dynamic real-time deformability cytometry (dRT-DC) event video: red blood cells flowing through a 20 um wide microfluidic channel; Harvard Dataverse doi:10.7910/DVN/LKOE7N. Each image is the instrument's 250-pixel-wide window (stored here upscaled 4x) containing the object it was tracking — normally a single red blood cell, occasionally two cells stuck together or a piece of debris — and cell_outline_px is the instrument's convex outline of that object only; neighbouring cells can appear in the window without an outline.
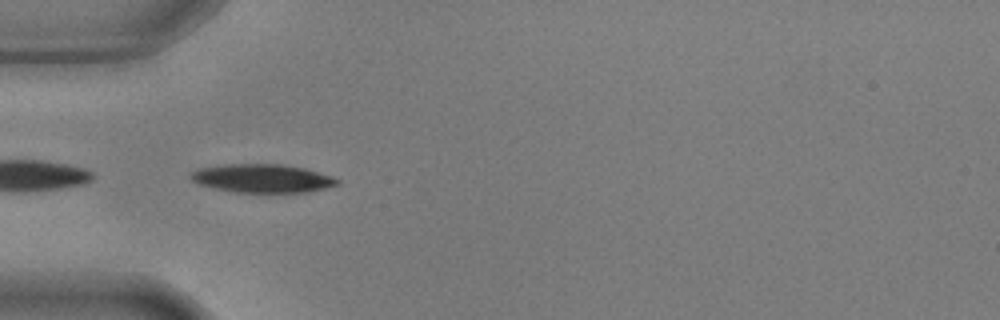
{"species": "common noctule bat (a hibernating species)", "species_latin": "Nyctalus noctula", "temperature_condition": "warm", "stored_images_in_passage": 39, "camera_frame_rate_fps": 3000, "um_per_image_px": 0.085, "animal": {"sex": "male", "body_mass_g": 17.9, "forearm_length_mm": 54.2}, "frame": {"image": 1, "passage_image": 1, "time_ms": 0.0, "image_size_px": [1000, 320], "cell_outline_px": [[340, 184], [308, 192], [232, 192], [200, 184], [192, 180], [188, 176], [192, 172], [200, 168], [224, 164], [280, 164], [304, 168], [332, 176], [340, 180]], "centroid_in_image_um": [22.31, 15.16], "position_along_channel_um": 62.7, "area_um2": 24.16}}
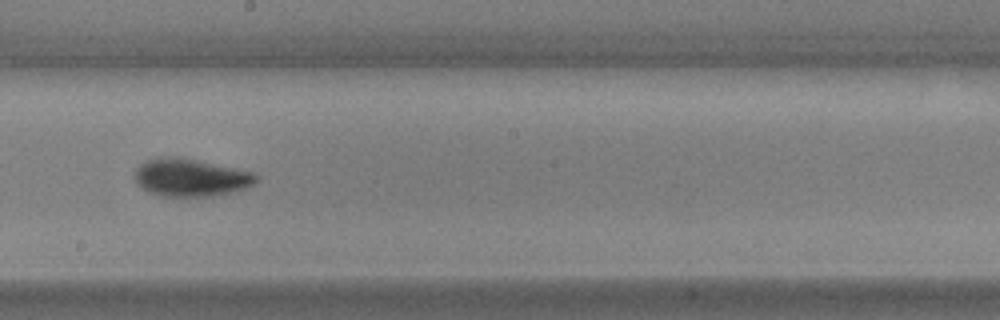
{"frame": {"image": 2, "passage_image": 15, "time_ms": 4.667, "image_size_px": [1000, 320], "cell_outline_px": [[260, 180], [256, 184], [232, 192], [216, 196], [160, 196], [144, 188], [136, 180], [136, 168], [140, 164], [156, 156], [180, 156], [256, 172]], "centroid_in_image_um": [16.29, 15.07], "position_along_channel_um": 231.9, "area_um2": 26.93}}
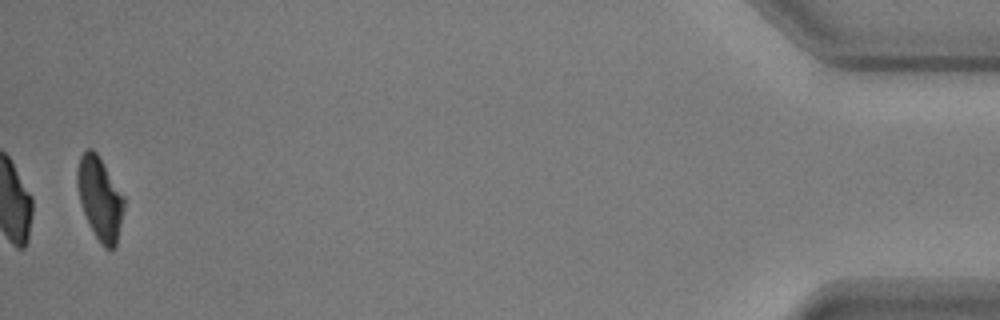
{"frame": {"image": 3, "passage_image": 38, "time_ms": 12.333, "image_size_px": [1000, 320], "cell_outline_px": [[124, 208], [116, 248], [104, 248], [100, 244], [88, 224], [80, 204], [76, 184], [76, 172], [80, 156], [88, 148], [92, 148], [96, 152], [124, 196]], "centroid_in_image_um": [8.47, 16.89], "position_along_channel_um": 426.7, "area_um2": 22.72}, "authors_computed_cell_mechanics": {"area_um2": 24.7962, "velocity_mm_per_s": 3.6605, "shape_relaxation_time_tau1_ms": 3.494, "shape_relaxation_time_tau2_ms": 3.6087, "deformation_change_tau1": 0.1391, "deformation_change_tau2": 0.0859}}